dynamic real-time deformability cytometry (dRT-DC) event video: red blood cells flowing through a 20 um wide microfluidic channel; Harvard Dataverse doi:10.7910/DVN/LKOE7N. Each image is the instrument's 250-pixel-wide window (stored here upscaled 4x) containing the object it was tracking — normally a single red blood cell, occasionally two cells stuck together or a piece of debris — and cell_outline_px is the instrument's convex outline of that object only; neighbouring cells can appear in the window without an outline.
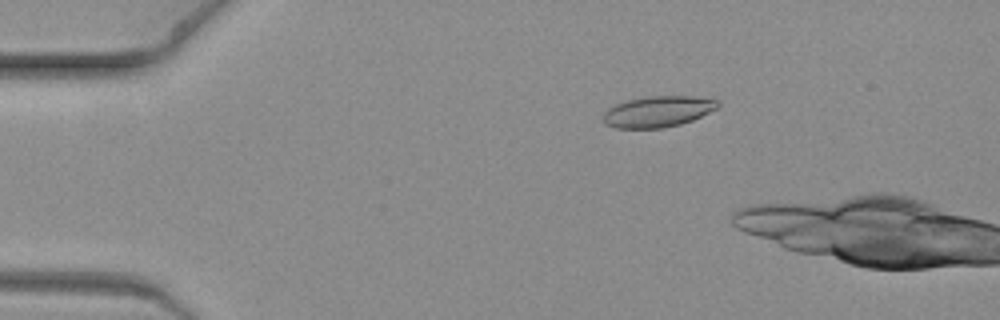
{"species": "common noctule bat (a hibernating species)", "species_latin": "Nyctalus noctula", "temperature_condition": "warm", "stored_images_in_passage": 6, "camera_frame_rate_fps": 3000, "um_per_image_px": 0.085, "animal": {"sex": "female", "body_mass_g": 19.3, "forearm_length_mm": 54.1}, "frame": {"image": 1, "passage_image": 5, "time_ms": 1.333, "image_size_px": [1000, 320], "cell_outline_px": [[720, 104], [716, 108], [692, 120], [680, 124], [664, 128], [616, 128], [604, 124], [604, 112], [608, 108], [616, 104], [628, 100], [648, 96], [692, 96], [720, 100]], "centroid_in_image_um": [55.91, 9.48], "position_along_channel_um": 29.1, "area_um2": 20.63}}